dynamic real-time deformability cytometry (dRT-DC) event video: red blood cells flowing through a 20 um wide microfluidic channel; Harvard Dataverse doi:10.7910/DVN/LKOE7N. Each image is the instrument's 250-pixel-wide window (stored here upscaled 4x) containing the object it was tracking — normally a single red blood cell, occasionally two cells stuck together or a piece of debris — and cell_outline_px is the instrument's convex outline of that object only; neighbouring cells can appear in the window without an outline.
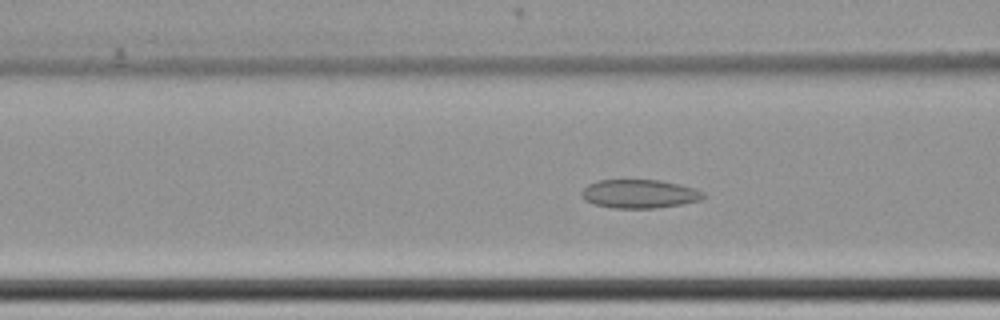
{"species": "common noctule bat (a hibernating species)", "species_latin": "Nyctalus noctula", "temperature_condition": "cold", "stored_images_in_passage": 52, "camera_frame_rate_fps": 3000, "um_per_image_px": 0.085, "animal": {"sex": "female", "body_mass_g": 22.7, "forearm_length_mm": 54.2}, "frame": {"image": 1, "passage_image": 15, "time_ms": 4.667, "image_size_px": [1000, 320], "cell_outline_px": [[704, 196], [700, 200], [680, 204], [656, 208], [612, 208], [592, 204], [584, 200], [580, 196], [580, 192], [588, 184], [600, 180], [660, 180], [680, 184], [696, 188], [704, 192]], "centroid_in_image_um": [54.32, 16.48], "position_along_channel_um": 112.3, "area_um2": 20.46}}
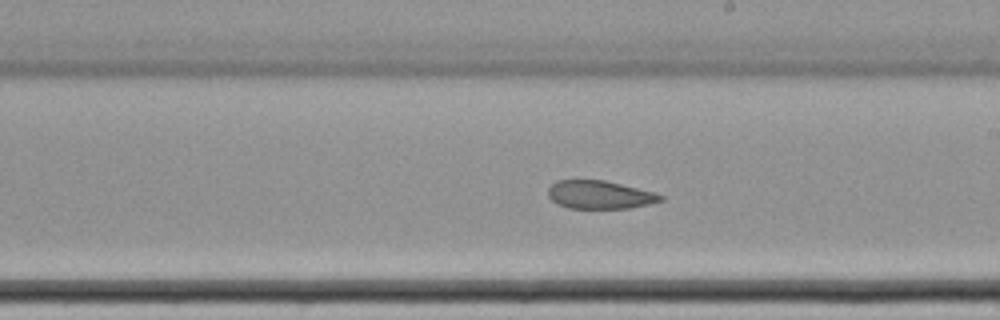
{"frame": {"image": 2, "passage_image": 26, "time_ms": 8.333, "image_size_px": [1000, 320], "cell_outline_px": [[664, 200], [632, 208], [568, 208], [556, 204], [548, 196], [548, 188], [556, 180], [604, 180], [656, 192], [664, 196]], "centroid_in_image_um": [50.98, 16.55], "position_along_channel_um": 238.0, "area_um2": 18.61}}
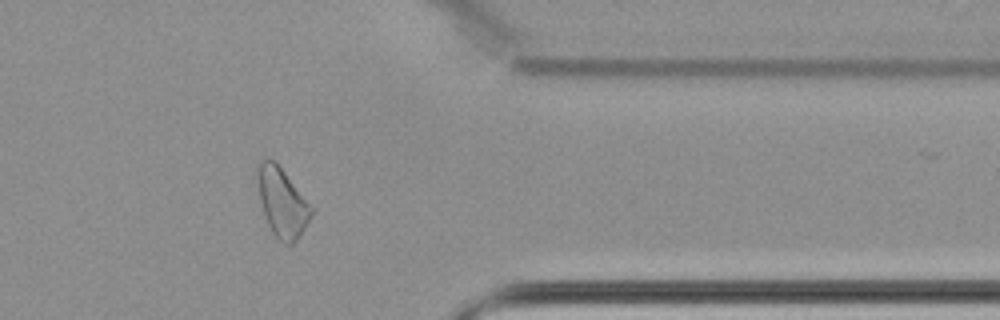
{"frame": {"image": 3, "passage_image": 40, "time_ms": 13.0, "image_size_px": [1000, 320], "cell_outline_px": [[316, 212], [300, 236], [292, 244], [284, 244], [272, 232], [264, 216], [260, 200], [256, 176], [256, 164], [260, 160], [272, 160], [284, 172], [316, 208]], "centroid_in_image_um": [24.02, 17.22], "position_along_channel_um": 387.4, "area_um2": 22.02}}